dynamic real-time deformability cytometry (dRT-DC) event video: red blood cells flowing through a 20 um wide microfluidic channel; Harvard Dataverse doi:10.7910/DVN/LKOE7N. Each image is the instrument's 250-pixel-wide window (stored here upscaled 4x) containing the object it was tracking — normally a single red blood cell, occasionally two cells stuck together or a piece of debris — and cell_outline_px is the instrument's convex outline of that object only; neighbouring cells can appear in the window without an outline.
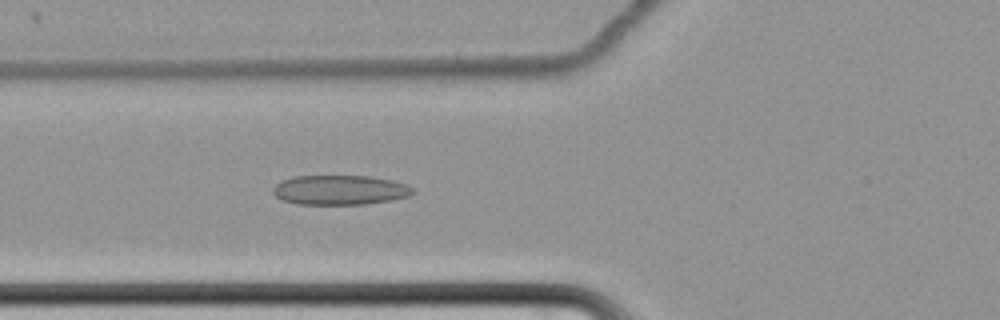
{"species": "common noctule bat (a hibernating species)", "species_latin": "Nyctalus noctula", "temperature_condition": "cold", "stored_images_in_passage": 49, "camera_frame_rate_fps": 3000, "um_per_image_px": 0.085, "animal": {"sex": "female", "body_mass_g": 22.7, "forearm_length_mm": 54.2}, "frame": {"image": 1, "passage_image": 12, "time_ms": 3.667, "image_size_px": [1000, 320], "cell_outline_px": [[416, 192], [408, 196], [392, 200], [364, 204], [296, 204], [284, 200], [276, 196], [272, 192], [272, 188], [276, 184], [292, 176], [368, 176], [392, 180], [404, 184], [412, 188]], "centroid_in_image_um": [28.88, 16.15], "position_along_channel_um": 96.9, "area_um2": 24.04}}
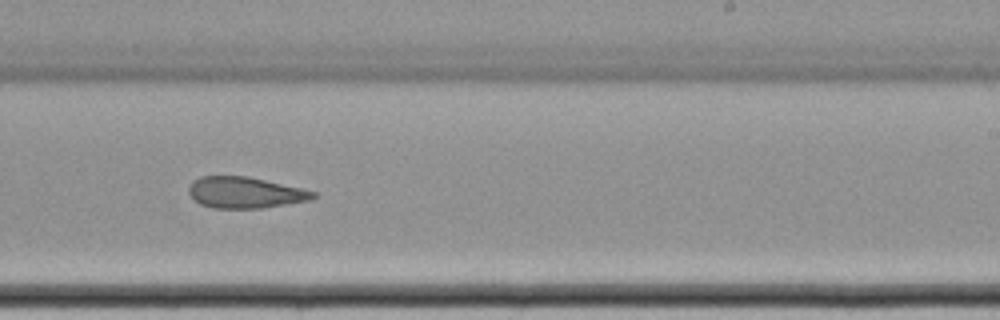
{"frame": {"image": 2, "passage_image": 27, "time_ms": 8.667, "image_size_px": [1000, 320], "cell_outline_px": [[316, 196], [308, 200], [264, 208], [212, 208], [200, 204], [188, 192], [188, 188], [192, 180], [200, 176], [248, 176], [300, 188], [316, 192]], "centroid_in_image_um": [20.79, 16.36], "position_along_channel_um": 268.2, "area_um2": 22.48}}
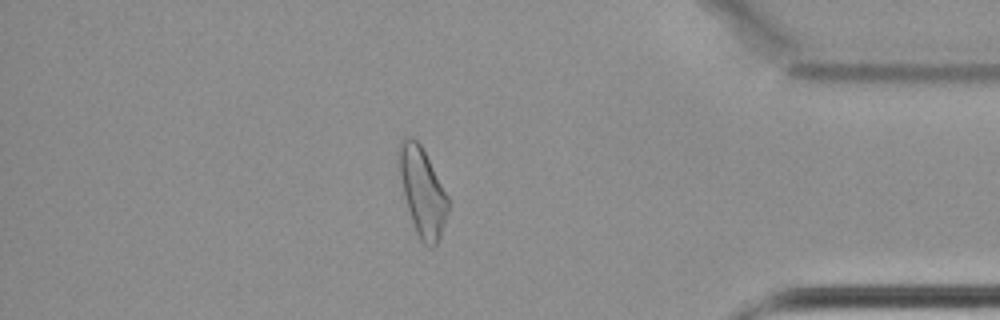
{"frame": {"image": 3, "passage_image": 41, "time_ms": 13.333, "image_size_px": [1000, 320], "cell_outline_px": [[448, 212], [440, 236], [436, 244], [432, 248], [428, 248], [420, 240], [416, 232], [404, 196], [396, 156], [400, 140], [408, 136], [412, 136], [420, 144], [448, 196]], "centroid_in_image_um": [35.88, 16.28], "position_along_channel_um": 399.3, "area_um2": 25.14}, "authors_computed_cell_mechanics": {"area_um2": 24.1026, "velocity_mm_per_s": 3.4263, "shape_relaxation_time_tau1_ms": null, "shape_relaxation_time_tau2_ms": 3.674, "deformation_change_tau1": null, "deformation_change_tau2": 0.1126}}